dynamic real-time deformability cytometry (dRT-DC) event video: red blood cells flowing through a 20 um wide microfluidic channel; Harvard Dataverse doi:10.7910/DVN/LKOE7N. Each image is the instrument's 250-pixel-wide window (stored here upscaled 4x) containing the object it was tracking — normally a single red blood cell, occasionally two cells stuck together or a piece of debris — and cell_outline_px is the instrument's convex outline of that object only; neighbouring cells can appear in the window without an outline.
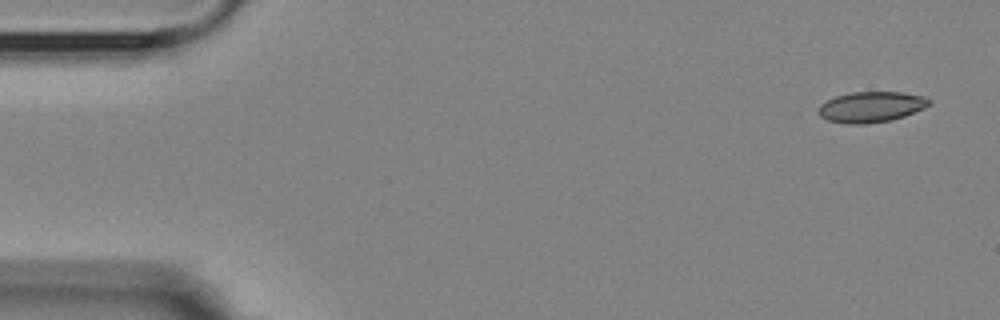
{"species": "Egyptian fruit bat (a non-hibernating species)", "species_latin": "Rousettus aegyptiacus", "temperature_condition": "room temperature", "stored_images_in_passage": 4, "camera_frame_rate_fps": 3000, "um_per_image_px": 0.085, "animal": {"sex": "female"}, "frame": {"image": 1, "passage_image": 1, "time_ms": 0.0, "image_size_px": [1000, 320], "cell_outline_px": [[932, 100], [924, 108], [904, 116], [892, 120], [864, 124], [848, 124], [828, 120], [812, 112], [820, 104], [836, 96], [852, 92], [900, 92], [924, 96]], "centroid_in_image_um": [73.99, 9.09], "position_along_channel_um": 11.0, "area_um2": 19.94}}
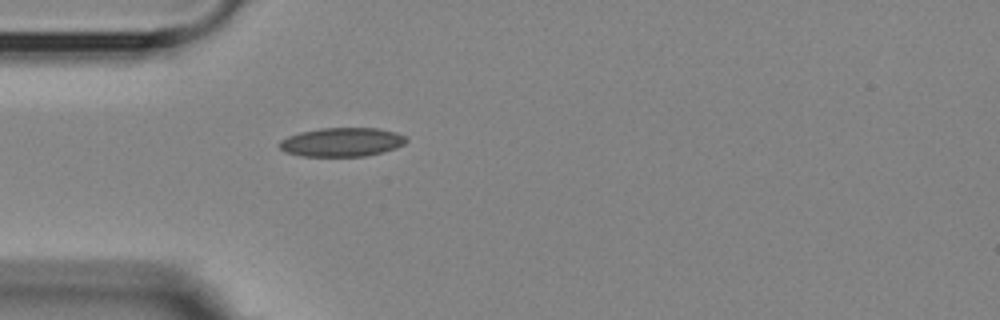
{"frame": {"image": 2, "passage_image": 4, "time_ms": 4.333, "image_size_px": [1000, 320], "cell_outline_px": [[408, 140], [404, 144], [396, 148], [364, 156], [300, 156], [284, 152], [276, 144], [280, 140], [288, 136], [300, 132], [320, 128], [376, 128], [396, 132], [404, 136]], "centroid_in_image_um": [29.01, 12.08], "position_along_channel_um": 56.0, "area_um2": 21.39}}